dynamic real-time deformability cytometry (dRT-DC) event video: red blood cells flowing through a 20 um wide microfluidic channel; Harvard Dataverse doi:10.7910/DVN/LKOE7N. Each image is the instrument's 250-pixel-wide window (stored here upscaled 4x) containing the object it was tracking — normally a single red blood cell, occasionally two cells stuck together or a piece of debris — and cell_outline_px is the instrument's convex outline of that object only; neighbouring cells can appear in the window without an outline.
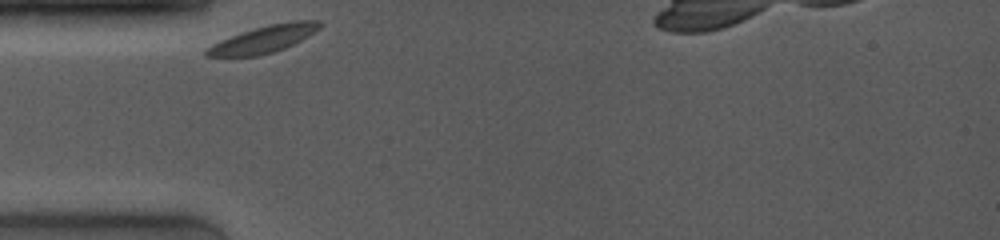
{"species": "common noctule bat (a hibernating species)", "species_latin": "Nyctalus noctula", "temperature_condition": "room temperature", "stored_images_in_passage": 4, "camera_frame_rate_fps": 4000, "um_per_image_px": 0.085, "animal": {"sex": "female", "body_mass_g": 19.0, "forearm_length_mm": 53.3}, "frame": {"image": 1, "passage_image": 1, "time_ms": 0.0, "image_size_px": [1000, 240], "cell_outline_px": [[324, 24], [320, 28], [308, 36], [284, 48], [272, 52], [256, 56], [204, 56], [204, 48], [220, 40], [240, 32], [268, 24], [292, 20], [320, 20]], "centroid_in_image_um": [22.41, 3.3], "position_along_channel_um": 62.6, "area_um2": 17.98}}
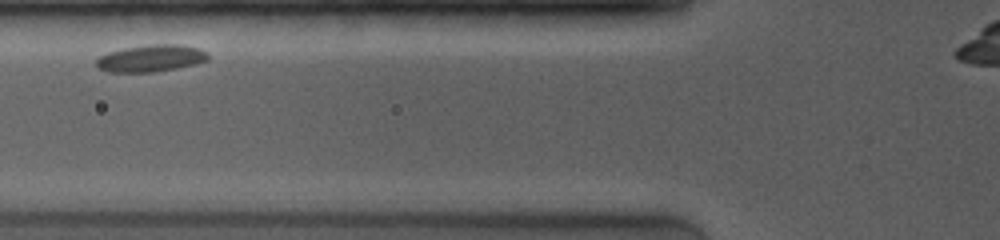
{"frame": {"image": 2, "passage_image": 3, "time_ms": 1.5, "image_size_px": [1000, 240], "cell_outline_px": [[208, 60], [196, 64], [176, 68], [152, 72], [108, 72], [100, 68], [96, 64], [96, 60], [100, 56], [108, 52], [124, 48], [148, 44], [180, 44], [200, 48], [208, 52]], "centroid_in_image_um": [12.86, 4.94], "position_along_channel_um": 112.9, "area_um2": 17.63}}